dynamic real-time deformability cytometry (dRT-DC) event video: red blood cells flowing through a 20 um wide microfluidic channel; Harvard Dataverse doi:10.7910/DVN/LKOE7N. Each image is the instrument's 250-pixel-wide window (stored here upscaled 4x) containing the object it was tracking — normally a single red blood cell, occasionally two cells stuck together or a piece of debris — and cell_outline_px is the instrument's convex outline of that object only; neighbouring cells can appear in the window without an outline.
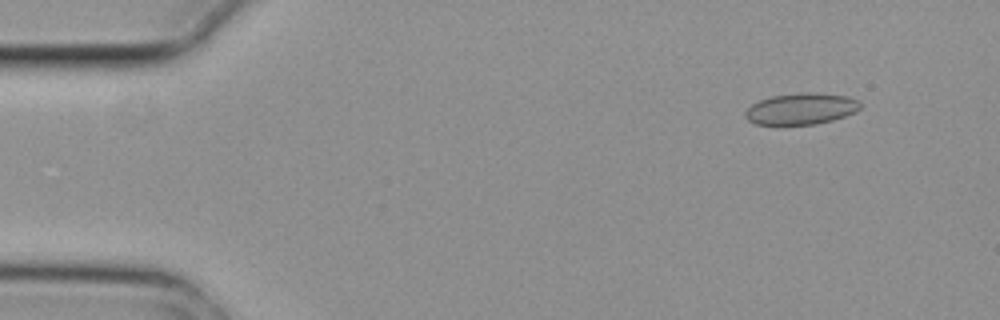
{"species": "common noctule bat (a hibernating species)", "species_latin": "Nyctalus noctula", "temperature_condition": "cold", "stored_images_in_passage": 5, "camera_frame_rate_fps": 3000, "um_per_image_px": 0.085, "animal": {"sex": "female", "body_mass_g": 29.2, "forearm_length_mm": 56.3}, "frame": {"image": 1, "passage_image": 2, "time_ms": 0.333, "image_size_px": [1000, 320], "cell_outline_px": [[860, 108], [856, 112], [832, 120], [816, 124], [756, 124], [748, 120], [744, 116], [744, 112], [752, 104], [760, 100], [772, 96], [800, 92], [812, 92], [848, 96], [860, 100]], "centroid_in_image_um": [68.11, 9.23], "position_along_channel_um": 16.9, "area_um2": 21.04}}
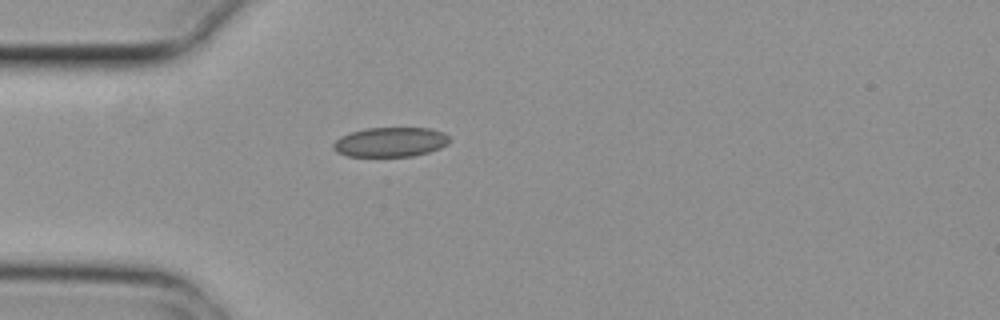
{"frame": {"image": 2, "passage_image": 5, "time_ms": 1.333, "image_size_px": [1000, 320], "cell_outline_px": [[452, 140], [448, 144], [440, 148], [428, 152], [412, 156], [348, 156], [336, 152], [332, 148], [332, 144], [340, 136], [364, 128], [432, 128], [444, 132]], "centroid_in_image_um": [33.2, 12.07], "position_along_channel_um": 51.8, "area_um2": 20.17}}